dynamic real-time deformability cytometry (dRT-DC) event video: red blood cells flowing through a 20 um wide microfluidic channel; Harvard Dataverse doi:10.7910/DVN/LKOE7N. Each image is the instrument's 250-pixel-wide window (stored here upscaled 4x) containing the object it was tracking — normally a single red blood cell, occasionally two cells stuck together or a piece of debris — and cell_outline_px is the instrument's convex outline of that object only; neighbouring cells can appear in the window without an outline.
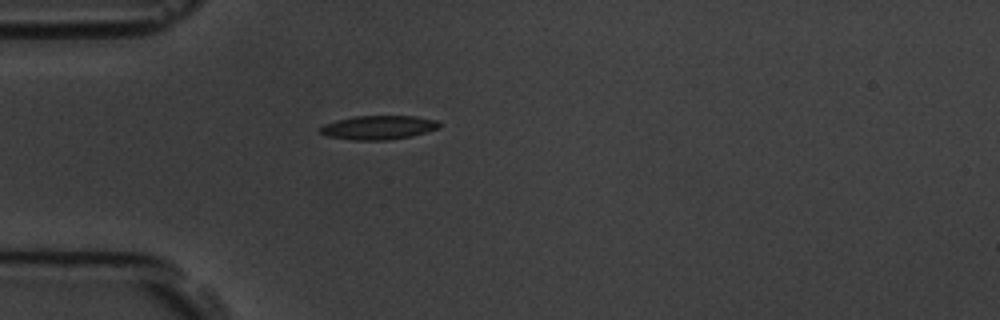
{"species": "common noctule bat (a hibernating species)", "species_latin": "Nyctalus noctula", "temperature_condition": "room temperature", "stored_images_in_passage": 1, "camera_frame_rate_fps": 3000, "um_per_image_px": 0.085, "animal": {"sex": "male", "body_mass_g": 19.5, "forearm_length_mm": 54.6}, "frame": {"image": 1, "passage_image": 1, "time_ms": 0.0, "image_size_px": [1000, 320], "cell_outline_px": [[440, 128], [412, 136], [388, 140], [352, 140], [328, 136], [320, 132], [320, 128], [324, 124], [336, 120], [356, 116], [416, 116], [436, 120], [440, 124]], "centroid_in_image_um": [32.19, 10.84], "position_along_channel_um": 52.8, "area_um2": 16.59}}